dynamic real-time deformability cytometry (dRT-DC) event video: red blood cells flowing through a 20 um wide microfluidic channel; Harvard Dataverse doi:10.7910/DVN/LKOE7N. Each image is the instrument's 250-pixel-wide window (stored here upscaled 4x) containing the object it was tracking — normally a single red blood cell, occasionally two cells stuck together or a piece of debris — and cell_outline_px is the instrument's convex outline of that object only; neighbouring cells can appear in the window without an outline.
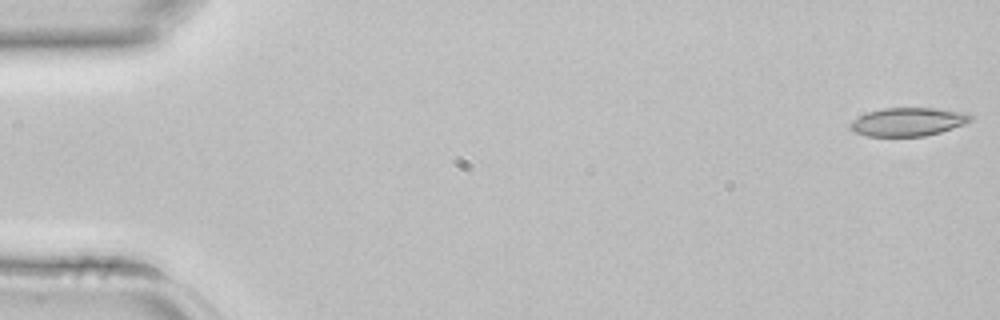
{"species": "common noctule bat (a hibernating species)", "species_latin": "Nyctalus noctula", "temperature_condition": "room temperature", "stored_images_in_passage": 2, "camera_frame_rate_fps": 3000, "um_per_image_px": 0.085, "animal": {"sex": "female", "body_mass_g": 22.7, "forearm_length_mm": 54.2}, "frame": {"image": 1, "passage_image": 1, "time_ms": 0.0, "image_size_px": [1000, 320], "cell_outline_px": [[972, 120], [964, 124], [940, 132], [924, 136], [868, 136], [856, 132], [848, 128], [848, 124], [852, 120], [868, 112], [884, 108], [936, 108], [968, 112], [972, 116]], "centroid_in_image_um": [77.19, 10.35], "position_along_channel_um": 7.8, "area_um2": 19.94}}